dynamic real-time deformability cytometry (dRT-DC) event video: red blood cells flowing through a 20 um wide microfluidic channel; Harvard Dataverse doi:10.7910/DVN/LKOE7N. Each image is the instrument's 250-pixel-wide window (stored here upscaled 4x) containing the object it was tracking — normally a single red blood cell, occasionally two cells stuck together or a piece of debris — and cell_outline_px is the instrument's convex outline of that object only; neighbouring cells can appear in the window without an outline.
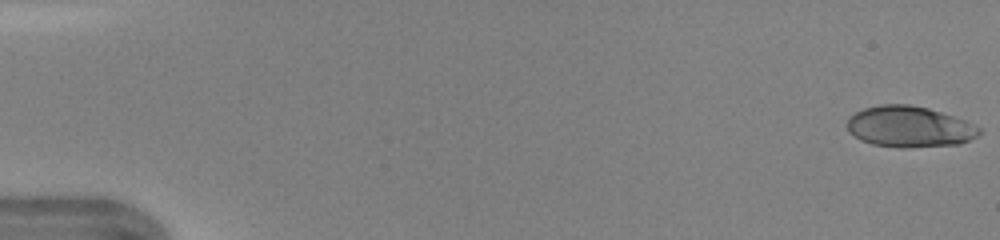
{"species": "human", "species_latin": "Homo sapiens", "temperature_condition": "warm", "stored_images_in_passage": 47, "camera_frame_rate_fps": 3000, "um_per_image_px": 0.085, "donor": {"sex": "female"}, "frame": {"image": 1, "passage_image": 1, "time_ms": 0.0, "image_size_px": [1000, 240], "cell_outline_px": [[980, 132], [976, 136], [960, 144], [908, 148], [896, 148], [872, 144], [860, 140], [848, 132], [848, 116], [864, 108], [880, 104], [908, 104], [928, 108], [968, 120], [980, 128]], "centroid_in_image_um": [77.29, 10.77], "position_along_channel_um": 7.7, "area_um2": 31.91}}
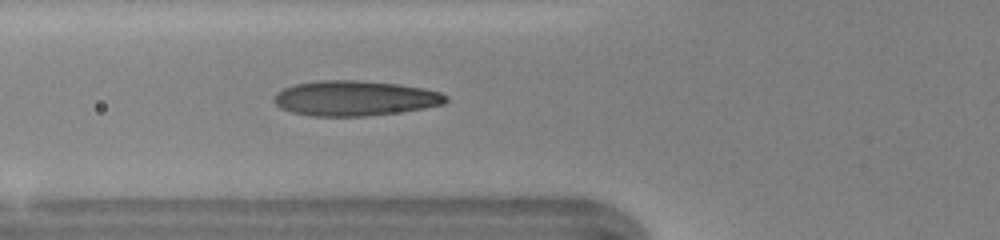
{"frame": {"image": 2, "passage_image": 18, "time_ms": 5.667, "image_size_px": [1000, 240], "cell_outline_px": [[448, 100], [444, 104], [424, 108], [400, 112], [364, 116], [316, 116], [292, 112], [280, 108], [272, 100], [276, 92], [284, 88], [296, 84], [316, 80], [356, 80], [400, 84], [424, 88], [440, 92], [448, 96]], "centroid_in_image_um": [30.17, 8.34], "position_along_channel_um": 95.6, "area_um2": 35.32}}
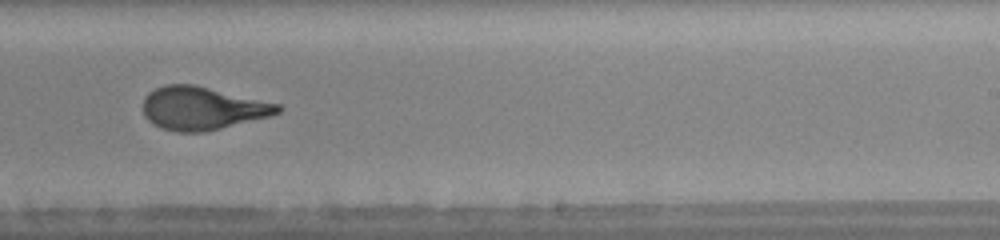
{"frame": {"image": 3, "passage_image": 30, "time_ms": 9.667, "image_size_px": [1000, 240], "cell_outline_px": [[284, 108], [280, 112], [272, 116], [204, 132], [176, 132], [160, 128], [152, 124], [144, 116], [144, 96], [148, 92], [156, 88], [168, 84], [192, 84], [280, 104]], "centroid_in_image_um": [17.2, 9.21], "position_along_channel_um": 271.8, "area_um2": 33.87}, "authors_computed_cell_mechanics": {"area_um2": 33.813, "velocity_mm_per_s": 4.4032, "shape_relaxation_time_tau1_ms": 4.9868, "shape_relaxation_time_tau2_ms": 0.6659, "deformation_change_tau1": 0.225, "deformation_change_tau2": 0.0777}}